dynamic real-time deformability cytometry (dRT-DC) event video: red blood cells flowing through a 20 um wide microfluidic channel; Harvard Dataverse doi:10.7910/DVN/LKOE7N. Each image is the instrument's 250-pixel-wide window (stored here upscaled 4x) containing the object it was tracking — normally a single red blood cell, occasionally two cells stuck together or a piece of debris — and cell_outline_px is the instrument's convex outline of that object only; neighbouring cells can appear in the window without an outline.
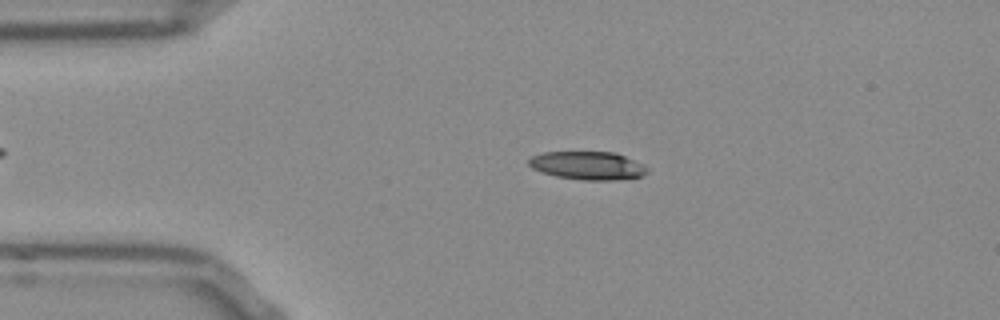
{"species": "Egyptian fruit bat (a non-hibernating species)", "species_latin": "Rousettus aegyptiacus", "temperature_condition": "room temperature", "stored_images_in_passage": 46, "camera_frame_rate_fps": 3000, "um_per_image_px": 0.085, "frame": {"image": 1, "passage_image": 10, "time_ms": 3.0, "image_size_px": [1000, 320], "cell_outline_px": [[648, 172], [644, 176], [616, 180], [580, 180], [556, 176], [540, 172], [532, 168], [528, 164], [528, 160], [532, 156], [544, 152], [616, 152], [644, 164], [648, 168]], "centroid_in_image_um": [49.98, 14.08], "position_along_channel_um": 35.0, "area_um2": 19.71}}
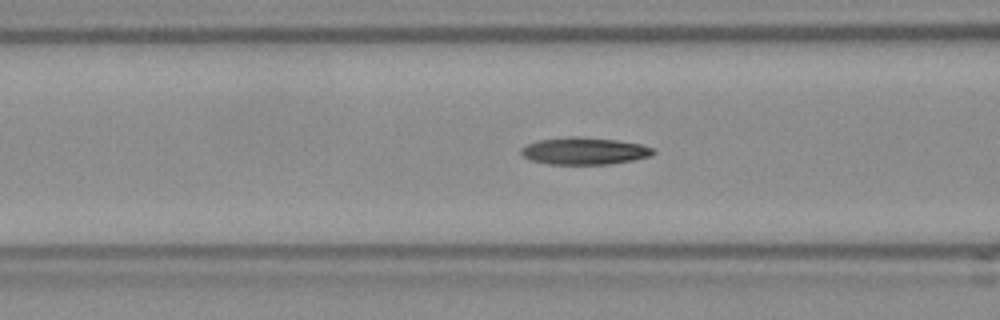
{"frame": {"image": 2, "passage_image": 19, "time_ms": 6.0, "image_size_px": [1000, 320], "cell_outline_px": [[656, 152], [652, 156], [632, 160], [608, 164], [548, 164], [532, 160], [524, 156], [520, 152], [520, 148], [536, 140], [568, 136], [580, 136], [616, 140], [640, 144], [652, 148]], "centroid_in_image_um": [49.65, 12.82], "position_along_channel_um": 116.9, "area_um2": 20.92}}
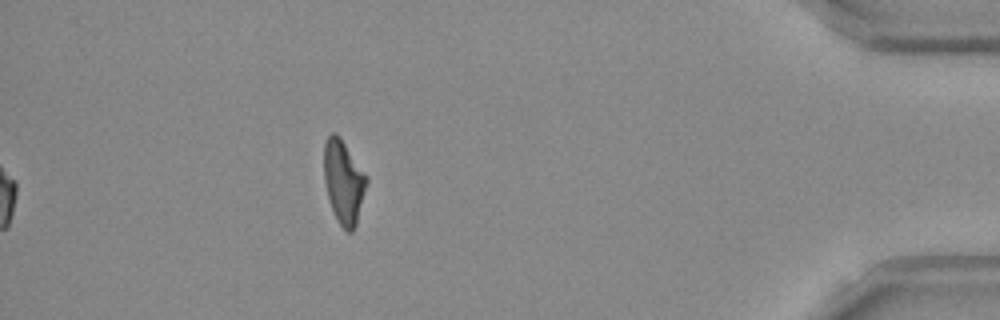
{"frame": {"image": 3, "passage_image": 46, "time_ms": 15.0, "image_size_px": [1000, 320], "cell_outline_px": [[368, 180], [356, 224], [352, 232], [348, 232], [336, 220], [328, 196], [324, 180], [324, 140], [332, 132], [336, 132], [340, 136], [368, 176]], "centroid_in_image_um": [29.2, 15.41], "position_along_channel_um": 406.0, "area_um2": 20.75}, "authors_computed_cell_mechanics": {"area_um2": 20.4323, "velocity_mm_per_s": 3.8169, "shape_relaxation_time_tau1_ms": null, "shape_relaxation_time_tau2_ms": 4.6687, "deformation_change_tau1": null, "deformation_change_tau2": 0.1503}}